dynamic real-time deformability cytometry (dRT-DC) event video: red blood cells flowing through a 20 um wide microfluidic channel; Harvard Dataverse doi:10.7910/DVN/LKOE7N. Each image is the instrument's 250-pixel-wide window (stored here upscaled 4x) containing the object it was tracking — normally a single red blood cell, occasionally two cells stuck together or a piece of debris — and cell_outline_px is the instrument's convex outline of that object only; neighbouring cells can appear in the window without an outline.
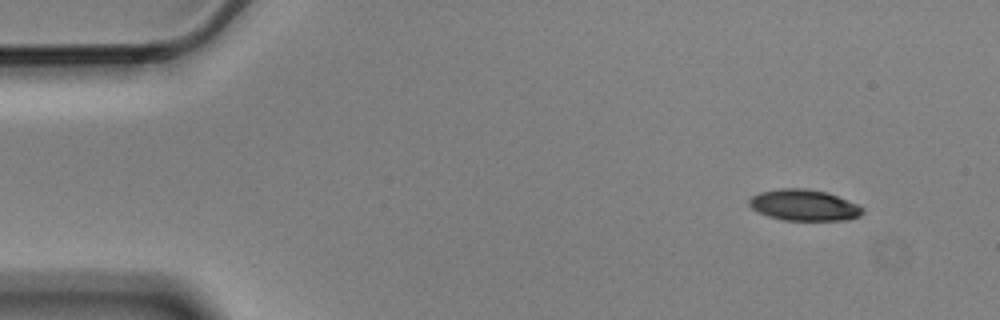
{"species": "Egyptian fruit bat (a non-hibernating species)", "species_latin": "Rousettus aegyptiacus", "temperature_condition": "cold", "stored_images_in_passage": 4, "camera_frame_rate_fps": 3000, "um_per_image_px": 0.085, "animal": {"sex": "male"}, "frame": {"image": 1, "passage_image": 1, "time_ms": 0.0, "image_size_px": [1000, 320], "cell_outline_px": [[864, 212], [860, 216], [848, 220], [784, 220], [768, 216], [752, 208], [748, 204], [748, 200], [752, 196], [760, 192], [780, 188], [804, 188], [828, 192], [856, 204], [864, 208]], "centroid_in_image_um": [68.35, 17.43], "position_along_channel_um": 16.7, "area_um2": 20.58}}
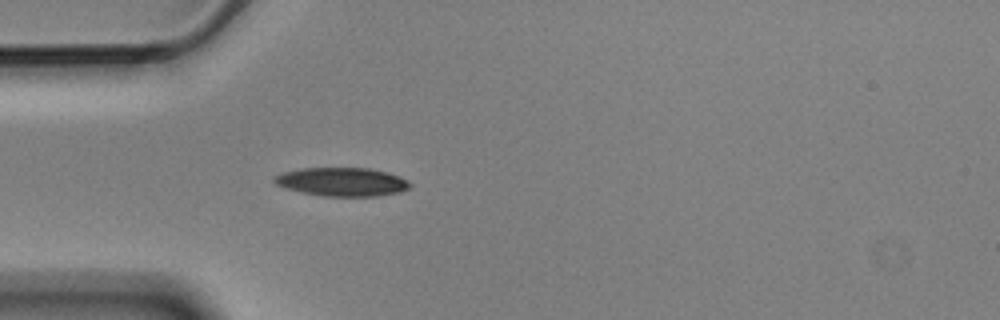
{"frame": {"image": 2, "passage_image": 4, "time_ms": 1.0, "image_size_px": [1000, 320], "cell_outline_px": [[412, 184], [408, 188], [400, 192], [376, 196], [324, 196], [300, 192], [276, 184], [272, 180], [276, 176], [284, 172], [300, 168], [368, 168], [388, 172], [400, 176], [408, 180]], "centroid_in_image_um": [29.11, 15.45], "position_along_channel_um": 55.9, "area_um2": 22.54}}